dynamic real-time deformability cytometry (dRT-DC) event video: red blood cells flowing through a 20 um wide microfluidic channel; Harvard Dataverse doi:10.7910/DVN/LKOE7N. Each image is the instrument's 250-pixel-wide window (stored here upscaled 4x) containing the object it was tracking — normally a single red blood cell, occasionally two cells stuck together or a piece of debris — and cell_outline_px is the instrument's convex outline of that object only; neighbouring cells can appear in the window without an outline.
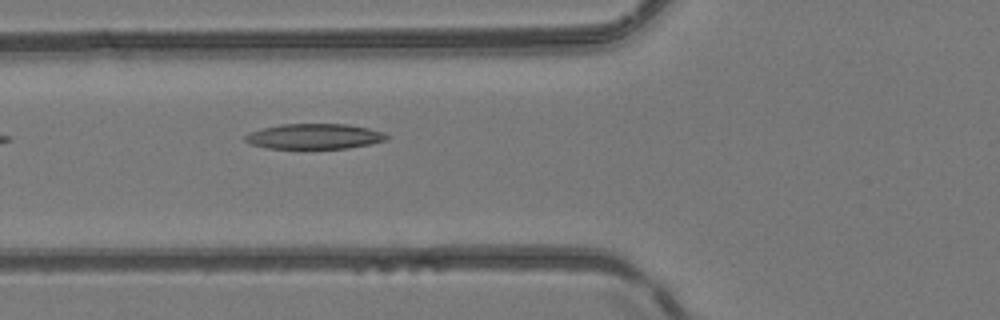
{"species": "common noctule bat (a hibernating species)", "species_latin": "Nyctalus noctula", "temperature_condition": "room temperature", "stored_images_in_passage": 6, "camera_frame_rate_fps": 3000, "um_per_image_px": 0.085, "animal": {"sex": "female", "body_mass_g": 24.6, "forearm_length_mm": 56.2}, "frame": {"image": 1, "passage_image": 6, "time_ms": 6.0, "image_size_px": [1000, 320], "cell_outline_px": [[388, 140], [348, 148], [268, 148], [252, 144], [244, 140], [244, 136], [252, 132], [264, 128], [280, 124], [348, 124], [368, 128], [384, 132], [388, 136]], "centroid_in_image_um": [26.76, 11.58], "position_along_channel_um": 99.0, "area_um2": 20.63}}